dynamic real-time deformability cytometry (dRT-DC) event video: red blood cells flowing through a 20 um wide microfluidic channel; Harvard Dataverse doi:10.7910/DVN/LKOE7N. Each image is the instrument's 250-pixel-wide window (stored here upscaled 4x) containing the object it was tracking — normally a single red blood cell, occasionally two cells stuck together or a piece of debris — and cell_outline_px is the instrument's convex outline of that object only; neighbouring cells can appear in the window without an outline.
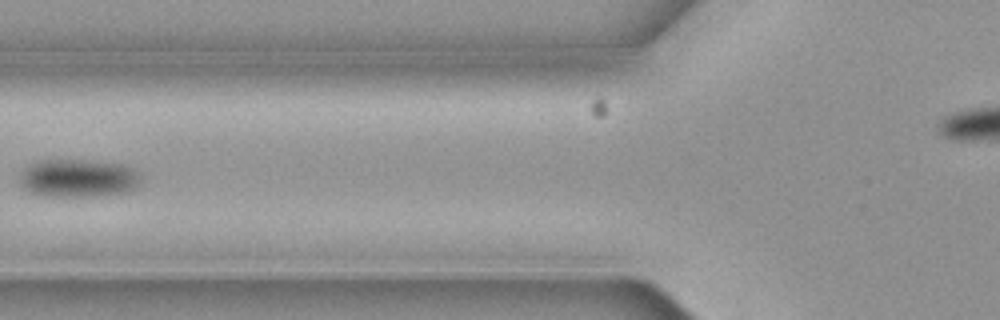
{"species": "common noctule bat (a hibernating species)", "species_latin": "Nyctalus noctula", "temperature_condition": "cold", "stored_images_in_passage": 6, "camera_frame_rate_fps": 3000, "um_per_image_px": 0.085, "animal": {"sex": "female", "body_mass_g": 19.3, "forearm_length_mm": 54.1}, "frame": {"image": 1, "passage_image": 5, "time_ms": 1.333, "image_size_px": [1000, 320], "cell_outline_px": [[140, 184], [136, 188], [128, 192], [92, 196], [44, 196], [28, 192], [20, 184], [20, 172], [28, 164], [36, 160], [92, 160], [124, 164], [132, 168], [140, 176]], "centroid_in_image_um": [6.62, 15.13], "position_along_channel_um": 119.2, "area_um2": 27.28}}
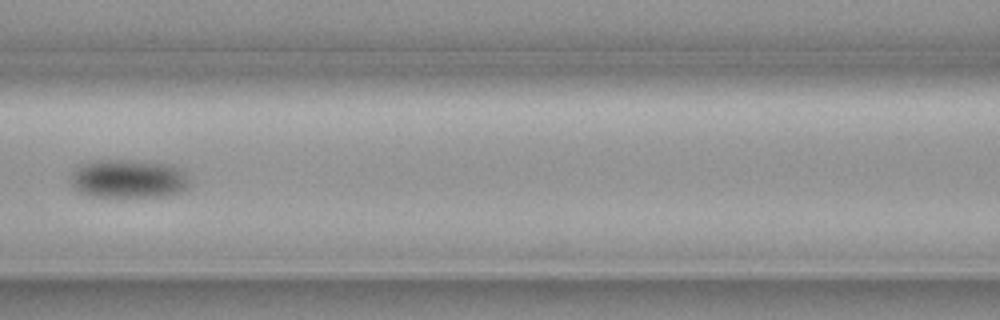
{"frame": {"image": 2, "passage_image": 6, "time_ms": 1.667, "image_size_px": [1000, 320], "cell_outline_px": [[188, 188], [180, 192], [164, 196], [88, 196], [80, 192], [72, 184], [72, 172], [76, 164], [88, 160], [132, 160], [172, 164], [184, 168], [188, 172]], "centroid_in_image_um": [10.94, 15.16], "position_along_channel_um": 155.7, "area_um2": 27.22}}